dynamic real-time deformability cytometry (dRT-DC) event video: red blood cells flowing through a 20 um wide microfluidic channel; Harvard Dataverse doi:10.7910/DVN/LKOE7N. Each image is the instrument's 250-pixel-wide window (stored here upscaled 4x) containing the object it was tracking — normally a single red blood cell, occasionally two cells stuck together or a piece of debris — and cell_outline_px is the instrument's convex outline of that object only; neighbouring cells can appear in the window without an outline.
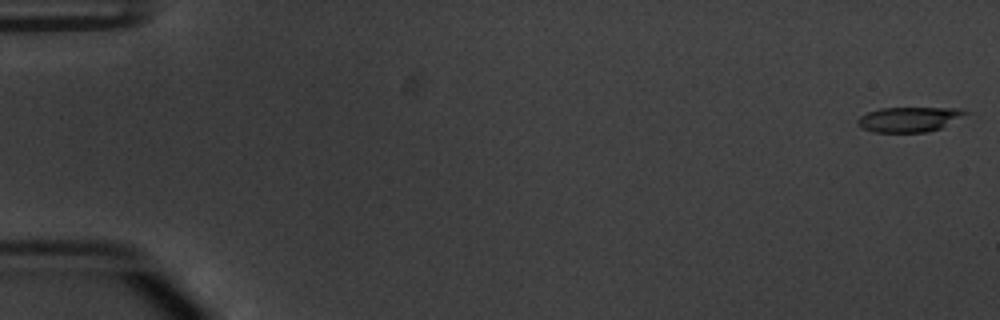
{"species": "common noctule bat (a hibernating species)", "species_latin": "Nyctalus noctula", "temperature_condition": "warm", "stored_images_in_passage": 51, "camera_frame_rate_fps": 3000, "um_per_image_px": 0.085, "animal": {"sex": "male", "body_mass_g": 20.1, "forearm_length_mm": 53.5}, "frame": {"image": 1, "passage_image": 1, "time_ms": 0.0, "image_size_px": [1000, 320], "cell_outline_px": [[972, 112], [940, 128], [928, 132], [872, 132], [856, 124], [856, 120], [860, 116], [868, 112], [880, 108], [960, 108]], "centroid_in_image_um": [77.29, 10.14], "position_along_channel_um": 7.7, "area_um2": 15.72}}
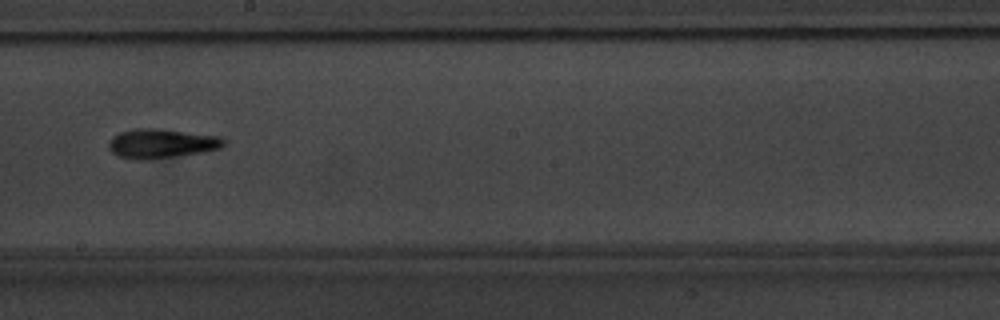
{"frame": {"image": 2, "passage_image": 31, "time_ms": 10.0, "image_size_px": [1000, 320], "cell_outline_px": [[228, 140], [220, 148], [204, 152], [144, 160], [140, 160], [116, 156], [108, 148], [108, 140], [112, 136], [120, 132], [132, 128], [156, 128], [220, 136]], "centroid_in_image_um": [13.7, 12.19], "position_along_channel_um": 234.5, "area_um2": 19.88}}
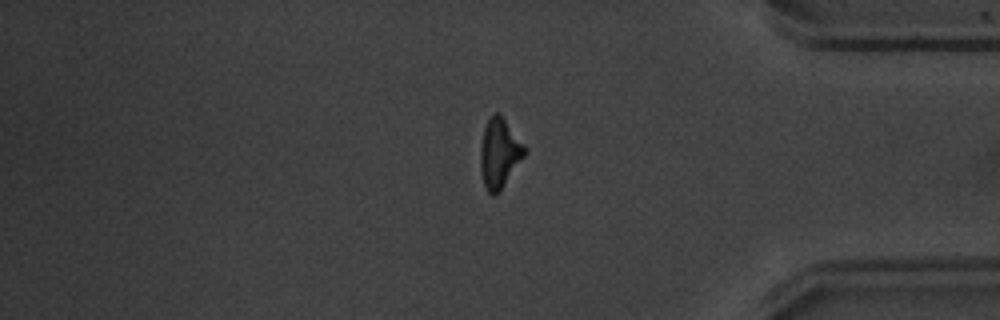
{"frame": {"image": 3, "passage_image": 45, "time_ms": 14.667, "image_size_px": [1000, 320], "cell_outline_px": [[528, 152], [500, 192], [496, 196], [492, 196], [488, 192], [484, 184], [480, 172], [480, 148], [484, 128], [488, 120], [496, 112], [500, 112], [528, 148]], "centroid_in_image_um": [42.48, 13.04], "position_along_channel_um": 392.7, "area_um2": 18.44}, "authors_computed_cell_mechanics": {"area_um2": 17.8024, "velocity_mm_per_s": 3.8358, "shape_relaxation_time_tau1_ms": 3.583, "shape_relaxation_time_tau2_ms": 6.0318, "deformation_change_tau1": 0.1892, "deformation_change_tau2": 0.1877}}